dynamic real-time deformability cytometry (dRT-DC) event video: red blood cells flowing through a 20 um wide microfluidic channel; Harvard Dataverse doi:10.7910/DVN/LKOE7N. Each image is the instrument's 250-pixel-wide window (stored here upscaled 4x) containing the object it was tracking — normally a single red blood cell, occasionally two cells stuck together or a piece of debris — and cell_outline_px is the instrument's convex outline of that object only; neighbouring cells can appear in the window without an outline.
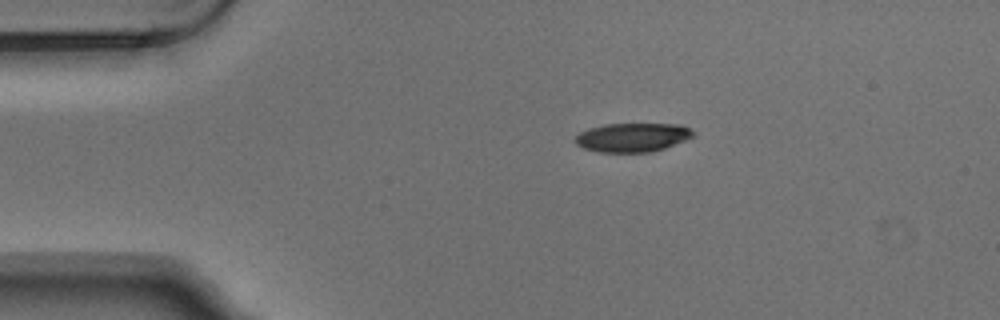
{"species": "Egyptian fruit bat (a non-hibernating species)", "species_latin": "Rousettus aegyptiacus", "temperature_condition": "warm", "stored_images_in_passage": 5, "camera_frame_rate_fps": 3000, "um_per_image_px": 0.085, "animal": {"sex": "male"}, "frame": {"image": 1, "passage_image": 1, "time_ms": 0.0, "image_size_px": [1000, 320], "cell_outline_px": [[692, 136], [684, 140], [664, 148], [652, 152], [600, 152], [584, 148], [576, 144], [572, 140], [580, 132], [588, 128], [604, 124], [680, 124], [688, 128], [692, 132]], "centroid_in_image_um": [53.69, 11.67], "position_along_channel_um": 31.3, "area_um2": 19.71}}
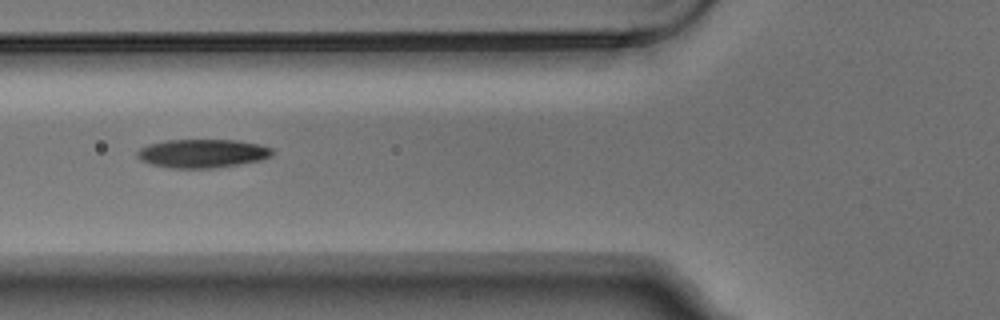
{"frame": {"image": 2, "passage_image": 4, "time_ms": 1.0, "image_size_px": [1000, 320], "cell_outline_px": [[272, 156], [260, 160], [212, 168], [172, 168], [152, 164], [136, 156], [136, 152], [140, 148], [148, 144], [168, 140], [236, 140], [260, 144], [272, 148]], "centroid_in_image_um": [17.21, 13.03], "position_along_channel_um": 108.6, "area_um2": 22.25}}
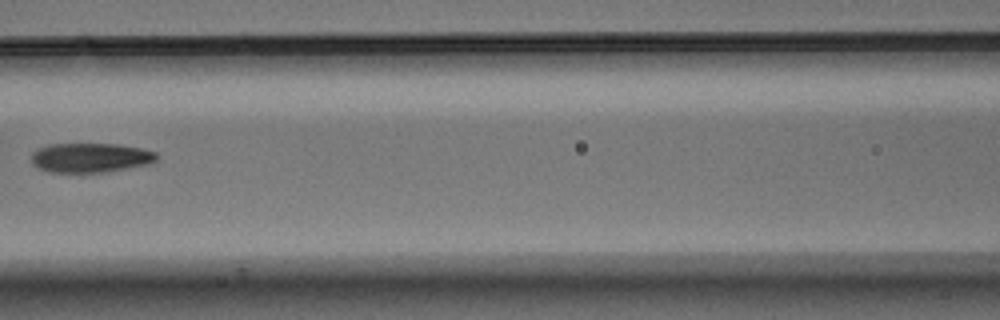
{"frame": {"image": 3, "passage_image": 5, "time_ms": 1.333, "image_size_px": [1000, 320], "cell_outline_px": [[156, 160], [148, 164], [104, 172], [48, 172], [32, 164], [32, 152], [48, 144], [120, 144], [140, 148], [156, 152]], "centroid_in_image_um": [7.67, 13.4], "position_along_channel_um": 158.9, "area_um2": 21.33}}